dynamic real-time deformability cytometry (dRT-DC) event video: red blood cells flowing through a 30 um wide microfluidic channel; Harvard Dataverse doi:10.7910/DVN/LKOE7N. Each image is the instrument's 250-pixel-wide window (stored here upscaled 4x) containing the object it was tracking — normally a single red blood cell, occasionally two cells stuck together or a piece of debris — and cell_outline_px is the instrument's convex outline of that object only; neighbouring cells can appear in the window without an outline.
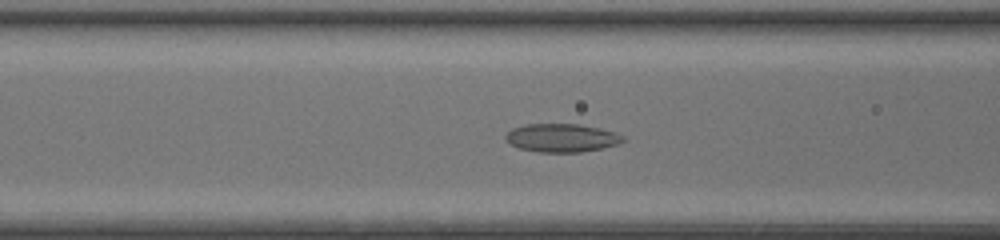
{"species": "common noctule bat (a hibernating species)", "species_latin": "Nyctalus noctula", "temperature_condition": "room temperature", "stored_images_in_passage": 47, "camera_frame_rate_fps": 3000, "um_per_image_px": 0.085, "animal": {"sex": "female", "body_mass_g": 20.0, "forearm_length_mm": 54.0}, "frame": {"image": 1, "passage_image": 19, "time_ms": 6.0, "image_size_px": [1000, 240], "cell_outline_px": [[628, 140], [604, 148], [580, 152], [536, 152], [520, 148], [512, 144], [504, 136], [512, 128], [524, 124], [580, 124], [600, 128], [616, 132], [624, 136]], "centroid_in_image_um": [47.79, 11.71], "position_along_channel_um": 118.8, "area_um2": 19.48}}
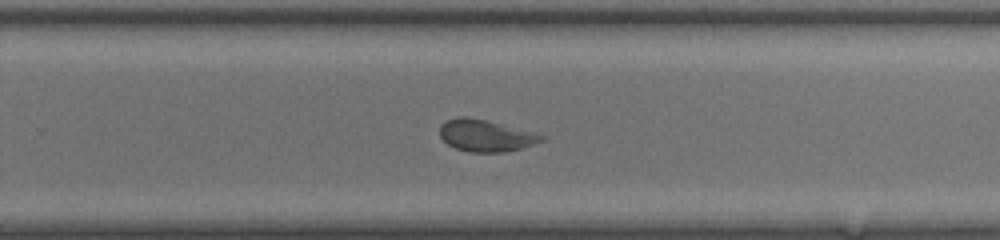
{"frame": {"image": 2, "passage_image": 31, "time_ms": 10.0, "image_size_px": [1000, 240], "cell_outline_px": [[548, 136], [544, 140], [520, 148], [504, 152], [468, 152], [456, 148], [448, 144], [440, 136], [440, 124], [456, 116], [464, 116], [488, 120]], "centroid_in_image_um": [41.28, 11.51], "position_along_channel_um": 288.5, "area_um2": 18.84}}
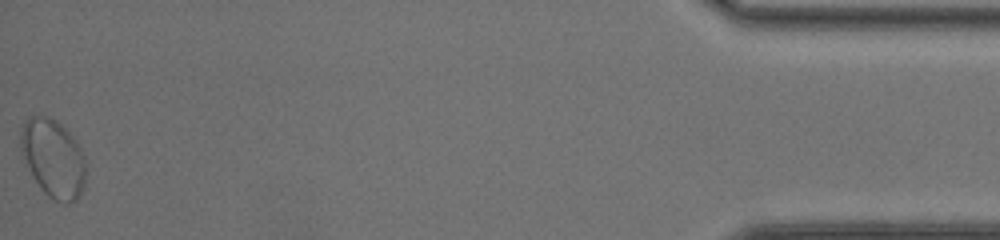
{"frame": {"image": 3, "passage_image": 47, "time_ms": 15.333, "image_size_px": [1000, 240], "cell_outline_px": [[84, 188], [80, 196], [76, 200], [68, 204], [64, 204], [48, 196], [40, 188], [20, 148], [20, 128], [24, 120], [28, 116], [48, 116], [56, 120], [76, 140], [84, 156]], "centroid_in_image_um": [4.52, 13.44], "position_along_channel_um": 430.7, "area_um2": 29.42}, "authors_computed_cell_mechanics": {"area_um2": 20.9236, "velocity_mm_per_s": 4.2604, "shape_relaxation_time_tau1_ms": null, "shape_relaxation_time_tau2_ms": 1.8054, "deformation_change_tau1": null, "deformation_change_tau2": 0.0712}}